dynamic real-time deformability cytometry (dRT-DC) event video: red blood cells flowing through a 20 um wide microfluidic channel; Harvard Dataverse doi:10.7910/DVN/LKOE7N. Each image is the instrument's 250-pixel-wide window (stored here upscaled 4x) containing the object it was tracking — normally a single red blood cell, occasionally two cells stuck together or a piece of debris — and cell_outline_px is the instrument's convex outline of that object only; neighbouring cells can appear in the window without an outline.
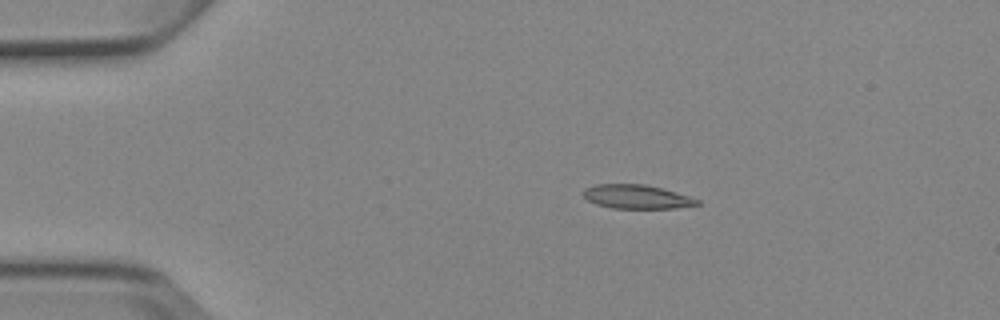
{"species": "Egyptian fruit bat (a non-hibernating species)", "species_latin": "Rousettus aegyptiacus", "temperature_condition": "cold", "stored_images_in_passage": 3, "camera_frame_rate_fps": 3000, "um_per_image_px": 0.085, "animal": {"sex": "female"}, "frame": {"image": 1, "passage_image": 2, "time_ms": 1.0, "image_size_px": [1000, 320], "cell_outline_px": [[700, 204], [676, 208], [612, 208], [596, 204], [588, 200], [584, 196], [584, 188], [596, 184], [644, 184], [676, 192], [700, 200]], "centroid_in_image_um": [54.11, 16.72], "position_along_channel_um": 30.9, "area_um2": 15.72}}